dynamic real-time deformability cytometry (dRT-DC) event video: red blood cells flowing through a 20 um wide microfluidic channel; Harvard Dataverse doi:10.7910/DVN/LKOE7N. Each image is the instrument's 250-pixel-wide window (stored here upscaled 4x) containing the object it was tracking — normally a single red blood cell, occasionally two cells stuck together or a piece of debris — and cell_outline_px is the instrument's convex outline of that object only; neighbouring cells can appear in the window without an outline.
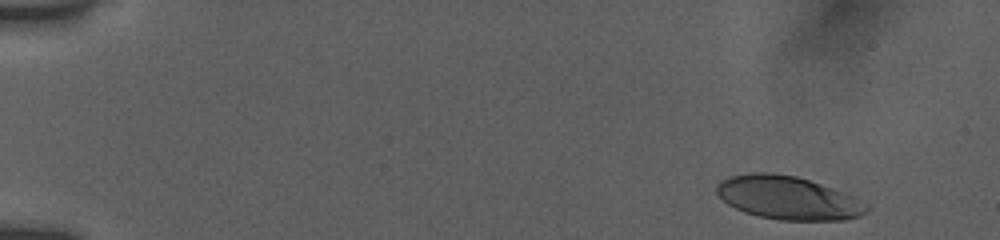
{"species": "human", "species_latin": "Homo sapiens", "temperature_condition": "room temperature", "stored_images_in_passage": 7, "camera_frame_rate_fps": 3000, "um_per_image_px": 0.085, "donor": {"sex": "female"}, "frame": {"image": 1, "passage_image": 1, "time_ms": 0.0, "image_size_px": [1000, 240], "cell_outline_px": [[868, 212], [860, 216], [844, 220], [780, 220], [760, 216], [744, 212], [728, 204], [716, 192], [716, 184], [720, 180], [728, 176], [752, 172], [772, 172], [796, 176], [832, 188], [852, 196], [868, 204]], "centroid_in_image_um": [66.96, 16.81], "position_along_channel_um": 18.0, "area_um2": 37.8}}
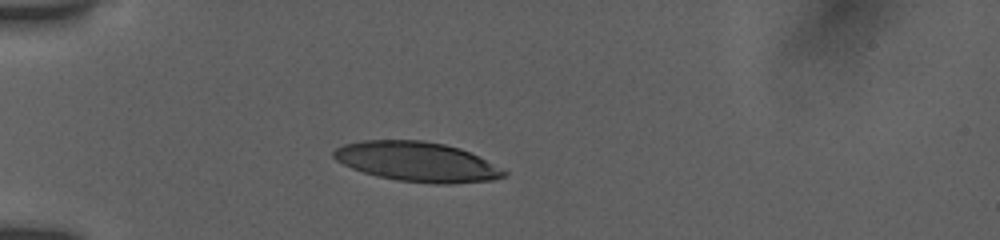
{"frame": {"image": 2, "passage_image": 5, "time_ms": 3.667, "image_size_px": [1000, 240], "cell_outline_px": [[508, 176], [492, 180], [448, 184], [436, 184], [396, 180], [376, 176], [352, 168], [336, 160], [332, 156], [332, 152], [336, 148], [344, 144], [360, 140], [420, 140], [444, 144], [460, 148], [508, 172]], "centroid_in_image_um": [35.41, 13.75], "position_along_channel_um": 49.6, "area_um2": 39.19}}
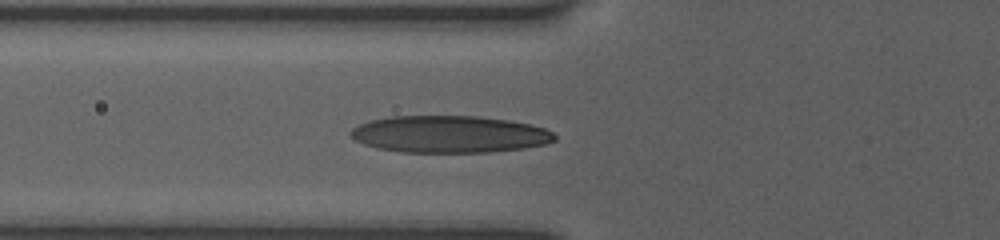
{"frame": {"image": 3, "passage_image": 7, "time_ms": 5.333, "image_size_px": [1000, 240], "cell_outline_px": [[556, 140], [548, 144], [524, 148], [488, 152], [400, 152], [376, 148], [364, 144], [348, 136], [348, 132], [352, 128], [368, 120], [388, 116], [480, 116], [512, 120], [544, 128], [552, 132], [556, 136]], "centroid_in_image_um": [38.18, 11.4], "position_along_channel_um": 87.6, "area_um2": 44.45}}